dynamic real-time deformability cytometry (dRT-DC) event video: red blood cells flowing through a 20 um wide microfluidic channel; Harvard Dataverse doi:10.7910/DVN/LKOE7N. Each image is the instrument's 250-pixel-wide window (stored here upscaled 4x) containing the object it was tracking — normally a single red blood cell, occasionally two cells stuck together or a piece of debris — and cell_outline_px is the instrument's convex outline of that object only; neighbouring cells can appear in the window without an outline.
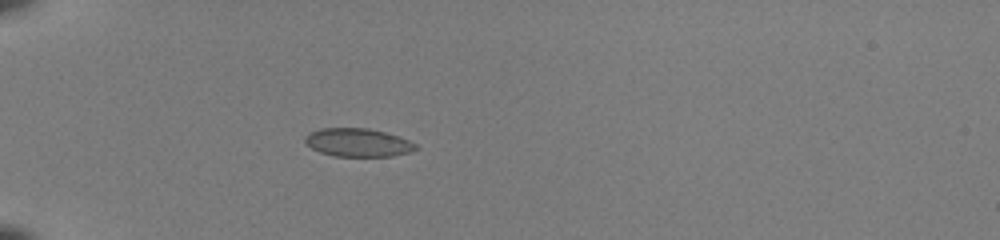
{"species": "common noctule bat (a hibernating species)", "species_latin": "Nyctalus noctula", "temperature_condition": "room temperature", "stored_images_in_passage": 35, "camera_frame_rate_fps": 3000, "um_per_image_px": 0.085, "animal": {"sex": "female", "body_mass_g": 22.0, "forearm_length_mm": 56.7}, "frame": {"image": 1, "passage_image": 1, "time_ms": 0.0, "image_size_px": [1000, 240], "cell_outline_px": [[420, 148], [412, 152], [392, 156], [332, 156], [320, 152], [312, 148], [304, 140], [304, 136], [308, 132], [320, 128], [368, 128], [400, 136], [416, 144]], "centroid_in_image_um": [30.44, 12.11], "position_along_channel_um": 54.6, "area_um2": 18.44}}
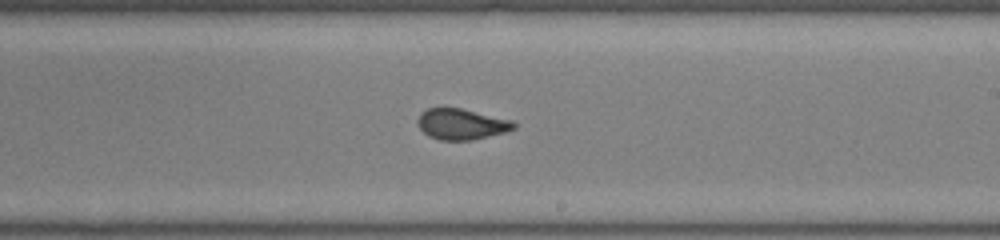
{"frame": {"image": 2, "passage_image": 17, "time_ms": 5.333, "image_size_px": [1000, 240], "cell_outline_px": [[516, 128], [504, 132], [472, 140], [440, 140], [428, 136], [420, 128], [416, 120], [420, 112], [428, 108], [460, 108], [512, 120], [516, 124]], "centroid_in_image_um": [39.2, 10.55], "position_along_channel_um": 249.8, "area_um2": 17.22}}
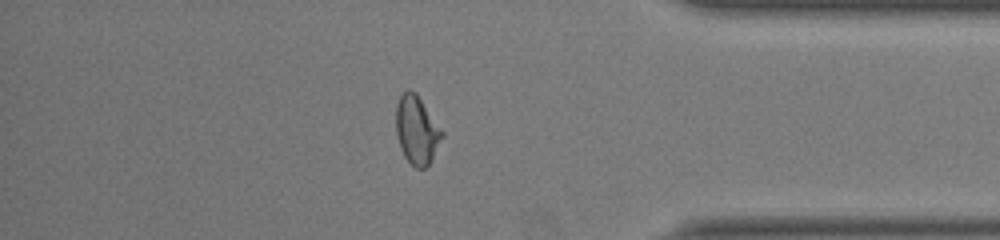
{"frame": {"image": 3, "passage_image": 29, "time_ms": 9.333, "image_size_px": [1000, 240], "cell_outline_px": [[444, 136], [432, 160], [424, 168], [416, 168], [404, 156], [400, 148], [396, 132], [396, 104], [400, 96], [408, 88], [416, 92], [444, 132]], "centroid_in_image_um": [35.43, 11.04], "position_along_channel_um": 399.8, "area_um2": 18.44}, "authors_computed_cell_mechanics": {"area_um2": 17.918, "velocity_mm_per_s": 4.1129, "shape_relaxation_time_tau1_ms": null, "shape_relaxation_time_tau2_ms": 0.9341, "deformation_change_tau1": null, "deformation_change_tau2": 0.0411}}